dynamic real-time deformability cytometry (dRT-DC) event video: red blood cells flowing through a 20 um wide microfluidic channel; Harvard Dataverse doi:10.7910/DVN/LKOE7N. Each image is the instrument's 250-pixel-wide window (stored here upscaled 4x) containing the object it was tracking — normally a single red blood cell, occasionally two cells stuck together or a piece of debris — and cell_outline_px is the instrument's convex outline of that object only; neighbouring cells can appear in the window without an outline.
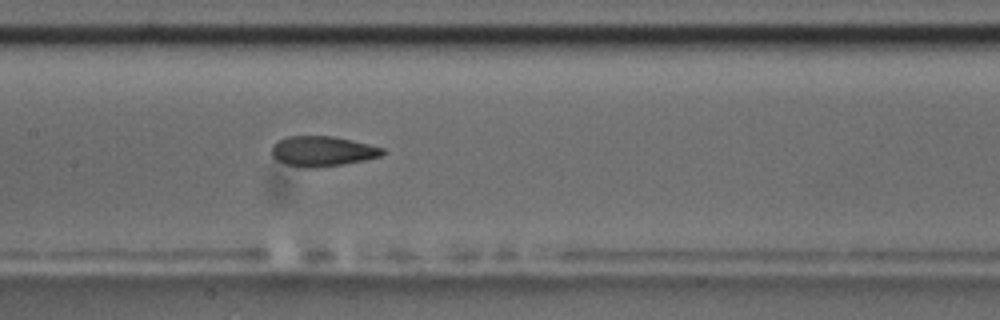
{"species": "common noctule bat (a hibernating species)", "species_latin": "Nyctalus noctula", "temperature_condition": "room temperature", "stored_images_in_passage": 7, "camera_frame_rate_fps": 3000, "um_per_image_px": 0.085, "animal": {"sex": "male", "body_mass_g": 17.5, "forearm_length_mm": 52.3}, "frame": {"image": 1, "passage_image": 7, "time_ms": 7.667, "image_size_px": [1000, 320], "cell_outline_px": [[384, 152], [380, 156], [364, 160], [316, 168], [308, 168], [284, 164], [276, 160], [272, 156], [272, 144], [276, 140], [288, 136], [332, 136], [352, 140], [384, 148]], "centroid_in_image_um": [27.35, 12.85], "position_along_channel_um": 180.1, "area_um2": 19.48}}